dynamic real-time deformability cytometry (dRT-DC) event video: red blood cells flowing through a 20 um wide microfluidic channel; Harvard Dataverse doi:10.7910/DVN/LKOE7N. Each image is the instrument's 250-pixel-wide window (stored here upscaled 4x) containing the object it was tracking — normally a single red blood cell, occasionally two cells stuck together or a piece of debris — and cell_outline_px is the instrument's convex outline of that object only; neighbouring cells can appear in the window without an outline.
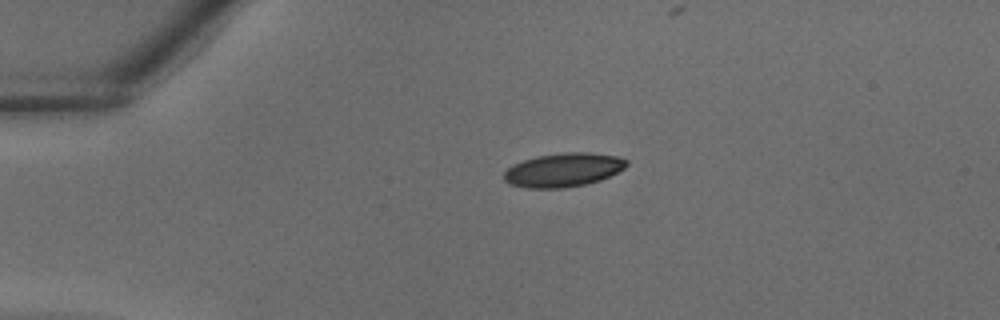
{"species": "common noctule bat (a hibernating species)", "species_latin": "Nyctalus noctula", "temperature_condition": "warm", "stored_images_in_passage": 12, "camera_frame_rate_fps": 3000, "um_per_image_px": 0.085, "animal": {"sex": "male", "body_mass_g": 18.8}, "frame": {"image": 1, "passage_image": 1, "time_ms": 0.0, "image_size_px": [1000, 320], "cell_outline_px": [[628, 164], [624, 168], [600, 180], [588, 184], [564, 188], [528, 188], [508, 184], [504, 180], [504, 172], [512, 164], [536, 156], [564, 152], [588, 152], [616, 156], [628, 160]], "centroid_in_image_um": [47.86, 14.44], "position_along_channel_um": 37.1, "area_um2": 24.22}}
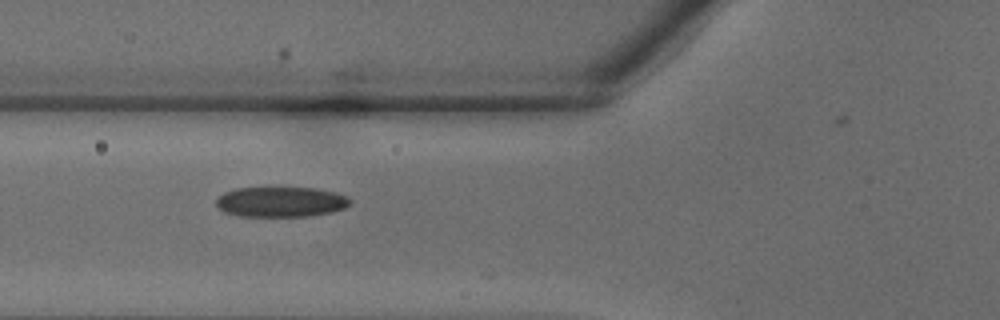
{"frame": {"image": 2, "passage_image": 7, "time_ms": 2.0, "image_size_px": [1000, 320], "cell_outline_px": [[352, 200], [344, 208], [332, 212], [308, 216], [240, 216], [224, 212], [216, 204], [216, 200], [224, 192], [236, 188], [316, 188], [336, 192], [348, 196]], "centroid_in_image_um": [23.9, 17.15], "position_along_channel_um": 101.9, "area_um2": 23.52}}
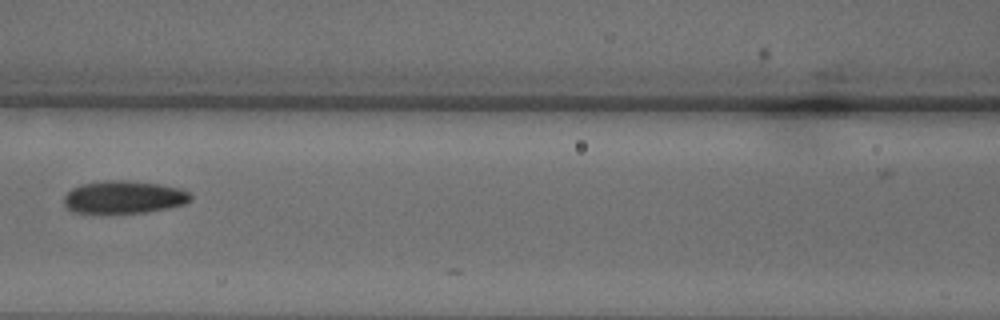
{"frame": {"image": 3, "passage_image": 10, "time_ms": 3.0, "image_size_px": [1000, 320], "cell_outline_px": [[192, 200], [184, 204], [168, 208], [144, 212], [72, 212], [64, 204], [64, 196], [72, 188], [80, 184], [104, 180], [124, 180], [156, 184], [180, 188], [188, 192], [192, 196]], "centroid_in_image_um": [10.52, 16.74], "position_along_channel_um": 156.1, "area_um2": 23.87}}